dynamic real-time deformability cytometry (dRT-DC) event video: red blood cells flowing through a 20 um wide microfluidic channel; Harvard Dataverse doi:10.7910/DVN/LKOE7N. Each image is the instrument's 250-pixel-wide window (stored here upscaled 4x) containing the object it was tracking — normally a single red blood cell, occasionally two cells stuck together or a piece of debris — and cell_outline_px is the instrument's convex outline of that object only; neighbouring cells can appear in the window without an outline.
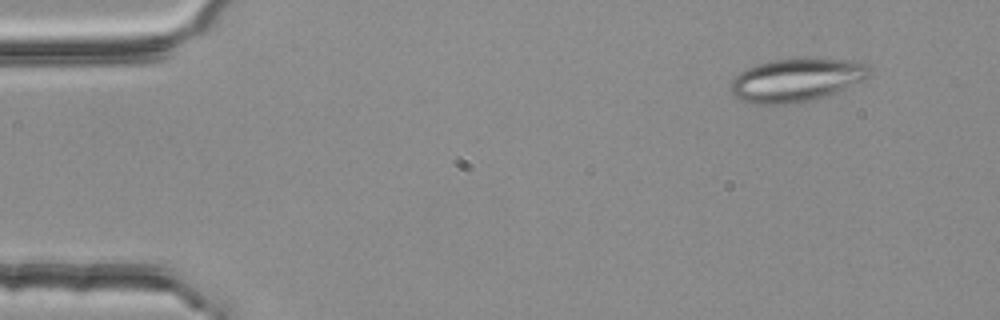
{"species": "common noctule bat (a hibernating species)", "species_latin": "Nyctalus noctula", "temperature_condition": "room temperature", "stored_images_in_passage": 4, "camera_frame_rate_fps": 3000, "um_per_image_px": 0.085, "animal": {"sex": "female", "body_mass_g": 25.1}, "frame": {"image": 1, "passage_image": 1, "time_ms": 0.0, "image_size_px": [1000, 320], "cell_outline_px": [[872, 72], [864, 80], [832, 96], [816, 100], [784, 104], [752, 104], [740, 100], [728, 92], [728, 84], [740, 72], [756, 64], [772, 60], [796, 56], [852, 60], [868, 64]], "centroid_in_image_um": [67.72, 6.79], "position_along_channel_um": 17.3, "area_um2": 36.41}}